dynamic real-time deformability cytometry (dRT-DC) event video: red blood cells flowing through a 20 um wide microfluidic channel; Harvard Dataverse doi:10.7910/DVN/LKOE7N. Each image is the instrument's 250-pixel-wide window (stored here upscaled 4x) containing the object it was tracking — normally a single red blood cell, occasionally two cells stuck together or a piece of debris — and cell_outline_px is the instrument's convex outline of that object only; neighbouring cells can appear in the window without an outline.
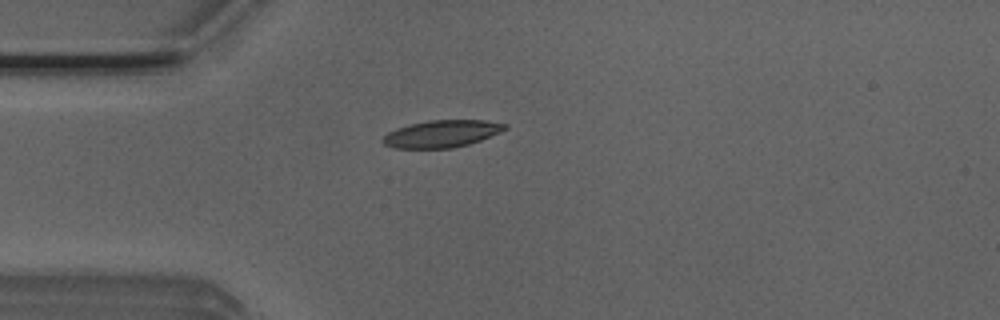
{"species": "Egyptian fruit bat (a non-hibernating species)", "species_latin": "Rousettus aegyptiacus", "temperature_condition": "room temperature", "stored_images_in_passage": 33, "camera_frame_rate_fps": 3000, "um_per_image_px": 0.085, "animal": {"sex": "male"}, "frame": {"image": 1, "passage_image": 1, "time_ms": 0.0, "image_size_px": [1000, 320], "cell_outline_px": [[508, 128], [500, 132], [480, 140], [468, 144], [452, 148], [396, 148], [384, 144], [380, 140], [388, 132], [396, 128], [428, 120], [484, 120], [508, 124]], "centroid_in_image_um": [37.55, 11.36], "position_along_channel_um": 47.4, "area_um2": 19.25}}
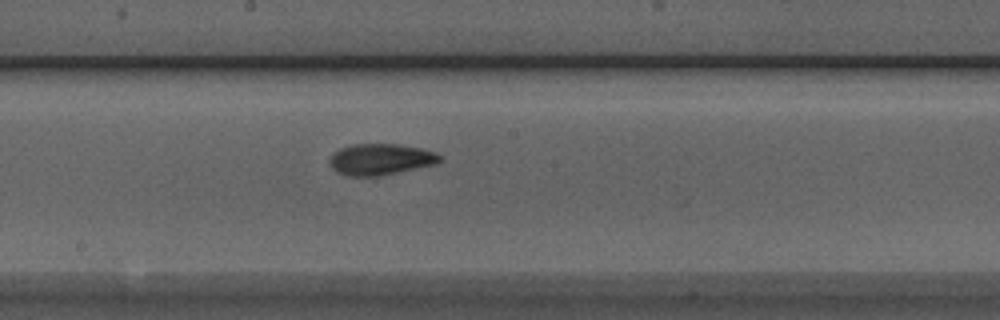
{"frame": {"image": 2, "passage_image": 15, "time_ms": 4.667, "image_size_px": [1000, 320], "cell_outline_px": [[440, 160], [436, 164], [380, 176], [348, 176], [336, 172], [332, 168], [328, 160], [340, 148], [352, 144], [400, 144], [420, 148], [436, 152], [440, 156]], "centroid_in_image_um": [32.34, 13.54], "position_along_channel_um": 215.9, "area_um2": 20.06}}
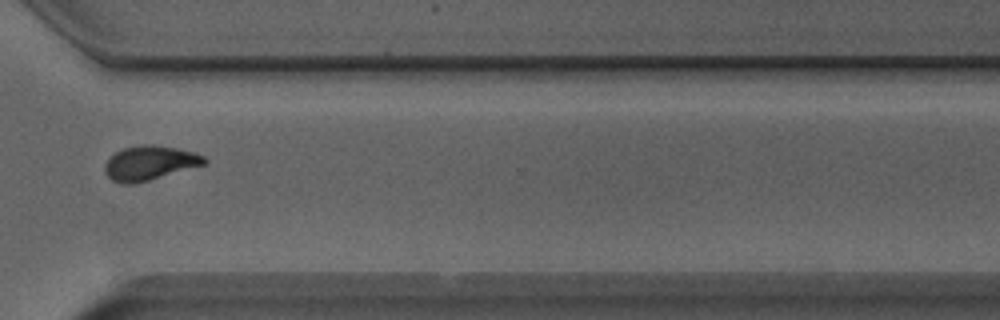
{"frame": {"image": 3, "passage_image": 26, "time_ms": 8.333, "image_size_px": [1000, 320], "cell_outline_px": [[208, 160], [204, 164], [148, 180], [132, 184], [120, 184], [112, 180], [104, 172], [104, 164], [116, 152], [124, 148], [144, 144], [152, 144], [176, 148], [196, 152], [204, 156]], "centroid_in_image_um": [12.7, 13.85], "position_along_channel_um": 357.9, "area_um2": 19.71}, "authors_computed_cell_mechanics": {"area_um2": 19.7098, "velocity_mm_per_s": 3.8799, "shape_relaxation_time_tau1_ms": 4.1095, "shape_relaxation_time_tau2_ms": 2.8416, "deformation_change_tau1": 0.168, "deformation_change_tau2": 0.0752}}